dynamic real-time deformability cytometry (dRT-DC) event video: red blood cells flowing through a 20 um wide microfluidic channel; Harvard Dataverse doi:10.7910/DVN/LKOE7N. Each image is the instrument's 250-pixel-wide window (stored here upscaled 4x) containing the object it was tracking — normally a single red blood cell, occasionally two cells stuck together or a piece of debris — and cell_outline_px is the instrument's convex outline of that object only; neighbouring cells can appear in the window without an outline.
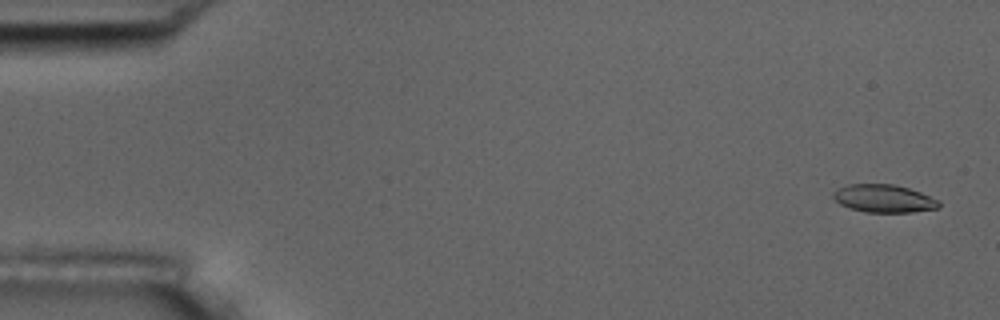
{"species": "common noctule bat (a hibernating species)", "species_latin": "Nyctalus noctula", "temperature_condition": "room temperature", "stored_images_in_passage": 57, "camera_frame_rate_fps": 3000, "um_per_image_px": 0.085, "animal": {"sex": "male", "body_mass_g": 17.5, "forearm_length_mm": 52.3}, "frame": {"image": 1, "passage_image": 3, "time_ms": 0.667, "image_size_px": [1000, 320], "cell_outline_px": [[940, 208], [912, 212], [864, 212], [840, 204], [832, 196], [832, 192], [836, 188], [848, 184], [892, 184], [908, 188], [920, 192], [940, 200]], "centroid_in_image_um": [75.13, 16.87], "position_along_channel_um": 9.9, "area_um2": 17.22}}
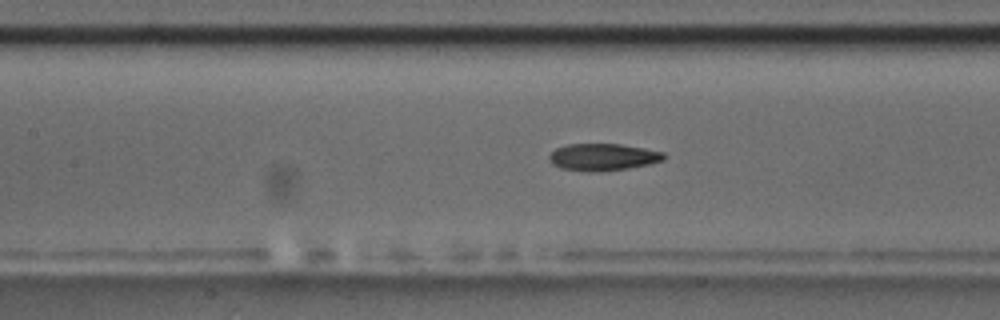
{"frame": {"image": 2, "passage_image": 26, "time_ms": 8.333, "image_size_px": [1000, 320], "cell_outline_px": [[668, 156], [664, 160], [648, 164], [628, 168], [596, 172], [588, 172], [560, 168], [552, 164], [548, 160], [548, 156], [556, 148], [568, 144], [620, 144], [644, 148], [664, 152]], "centroid_in_image_um": [51.25, 13.35], "position_along_channel_um": 156.2, "area_um2": 18.21}}
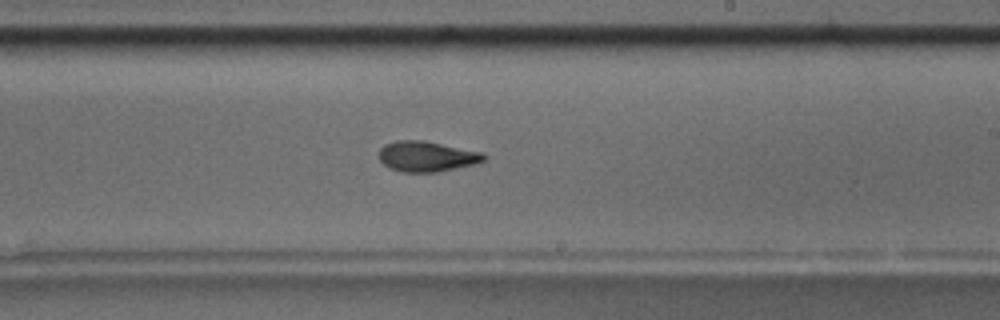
{"frame": {"image": 3, "passage_image": 34, "time_ms": 11.0, "image_size_px": [1000, 320], "cell_outline_px": [[488, 156], [484, 160], [476, 164], [436, 172], [400, 172], [388, 168], [380, 160], [380, 148], [384, 144], [396, 140], [424, 140], [484, 152]], "centroid_in_image_um": [36.29, 13.29], "position_along_channel_um": 252.7, "area_um2": 18.84}, "authors_computed_cell_mechanics": {"area_um2": 18.3804, "velocity_mm_per_s": 3.6508, "shape_relaxation_time_tau1_ms": 5.2075, "shape_relaxation_time_tau2_ms": 3.3263, "deformation_change_tau1": 0.1782, "deformation_change_tau2": 0.0888}}